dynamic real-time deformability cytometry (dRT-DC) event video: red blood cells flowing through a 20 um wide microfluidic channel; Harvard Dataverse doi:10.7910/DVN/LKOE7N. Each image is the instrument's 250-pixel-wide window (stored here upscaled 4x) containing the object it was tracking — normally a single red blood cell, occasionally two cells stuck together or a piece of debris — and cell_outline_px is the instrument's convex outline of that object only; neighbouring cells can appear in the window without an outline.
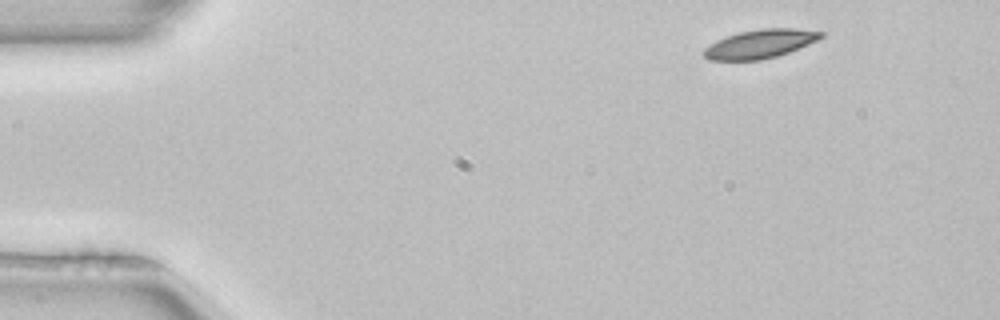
{"species": "common noctule bat (a hibernating species)", "species_latin": "Nyctalus noctula", "temperature_condition": "room temperature", "stored_images_in_passage": 6, "camera_frame_rate_fps": 3000, "um_per_image_px": 0.085, "animal": {"sex": "female", "body_mass_g": 22.7, "forearm_length_mm": 54.2}, "frame": {"image": 1, "passage_image": 1, "time_ms": 0.0, "image_size_px": [1000, 320], "cell_outline_px": [[824, 36], [808, 44], [788, 52], [776, 56], [760, 60], [708, 60], [700, 52], [704, 48], [716, 40], [740, 32], [760, 28], [792, 28], [824, 32]], "centroid_in_image_um": [64.56, 3.73], "position_along_channel_um": 20.4, "area_um2": 19.48}}
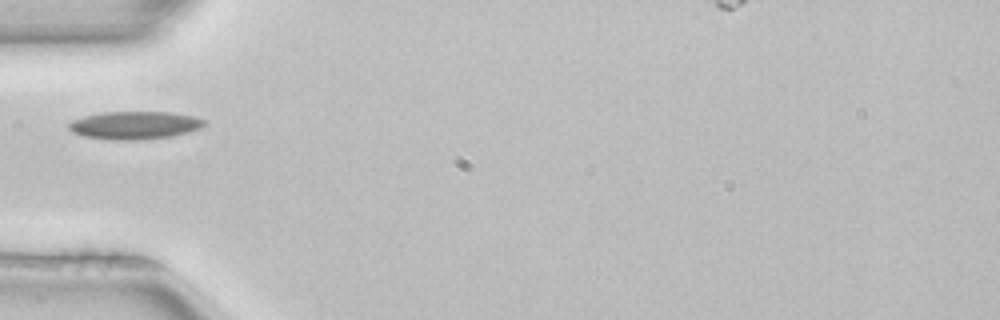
{"frame": {"image": 2, "passage_image": 4, "time_ms": 1.0, "image_size_px": [1000, 320], "cell_outline_px": [[204, 124], [200, 128], [188, 132], [168, 136], [140, 140], [112, 140], [84, 136], [72, 132], [68, 128], [68, 124], [72, 120], [84, 116], [104, 112], [172, 112], [196, 116], [204, 120]], "centroid_in_image_um": [11.43, 10.64], "position_along_channel_um": 73.6, "area_um2": 21.96}}